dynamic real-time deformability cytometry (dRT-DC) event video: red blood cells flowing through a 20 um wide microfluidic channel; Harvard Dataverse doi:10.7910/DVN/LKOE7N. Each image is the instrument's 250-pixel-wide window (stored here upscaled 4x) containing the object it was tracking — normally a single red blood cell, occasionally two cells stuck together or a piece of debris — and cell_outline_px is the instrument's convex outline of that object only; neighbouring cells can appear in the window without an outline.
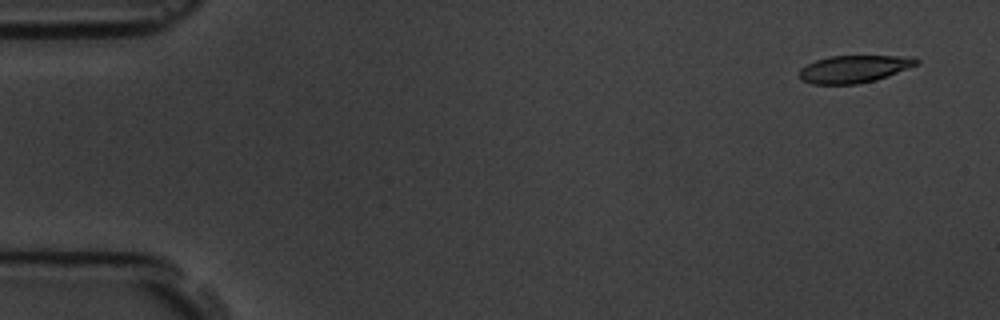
{"species": "common noctule bat (a hibernating species)", "species_latin": "Nyctalus noctula", "temperature_condition": "room temperature", "stored_images_in_passage": 6, "camera_frame_rate_fps": 3000, "um_per_image_px": 0.085, "animal": {"sex": "male", "body_mass_g": 19.5, "forearm_length_mm": 54.6}, "frame": {"image": 1, "passage_image": 1, "time_ms": 0.0, "image_size_px": [1000, 320], "cell_outline_px": [[920, 64], [876, 80], [856, 84], [812, 84], [800, 80], [800, 68], [816, 60], [832, 56], [916, 56], [920, 60]], "centroid_in_image_um": [72.64, 5.86], "position_along_channel_um": 12.4, "area_um2": 18.79}}
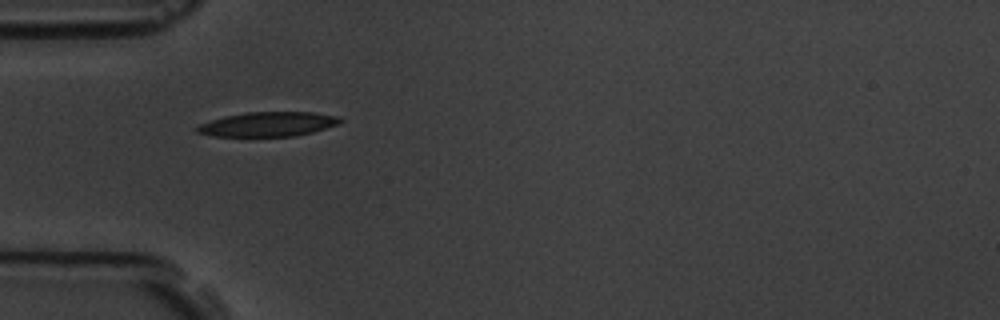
{"frame": {"image": 2, "passage_image": 5, "time_ms": 4.667, "image_size_px": [1000, 320], "cell_outline_px": [[344, 120], [336, 124], [312, 132], [296, 136], [212, 136], [196, 132], [196, 128], [200, 124], [224, 116], [244, 112], [312, 112], [340, 116]], "centroid_in_image_um": [22.78, 10.55], "position_along_channel_um": 62.2, "area_um2": 20.35}}
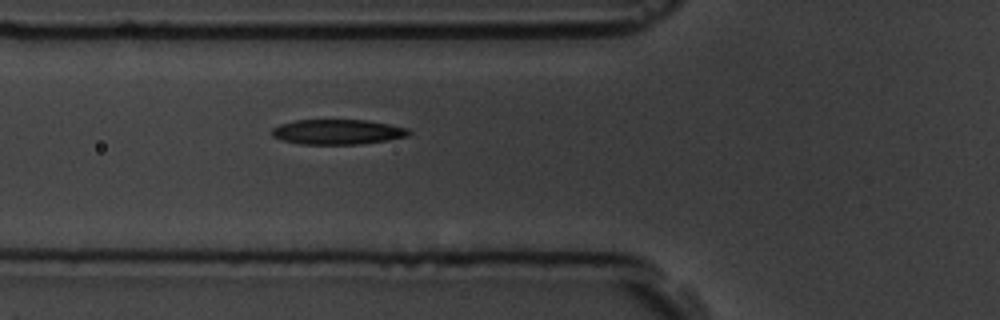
{"frame": {"image": 3, "passage_image": 6, "time_ms": 5.667, "image_size_px": [1000, 320], "cell_outline_px": [[412, 132], [408, 136], [360, 144], [300, 144], [280, 140], [272, 136], [272, 128], [280, 124], [296, 120], [364, 120], [388, 124], [408, 128]], "centroid_in_image_um": [28.66, 11.21], "position_along_channel_um": 97.1, "area_um2": 19.88}}